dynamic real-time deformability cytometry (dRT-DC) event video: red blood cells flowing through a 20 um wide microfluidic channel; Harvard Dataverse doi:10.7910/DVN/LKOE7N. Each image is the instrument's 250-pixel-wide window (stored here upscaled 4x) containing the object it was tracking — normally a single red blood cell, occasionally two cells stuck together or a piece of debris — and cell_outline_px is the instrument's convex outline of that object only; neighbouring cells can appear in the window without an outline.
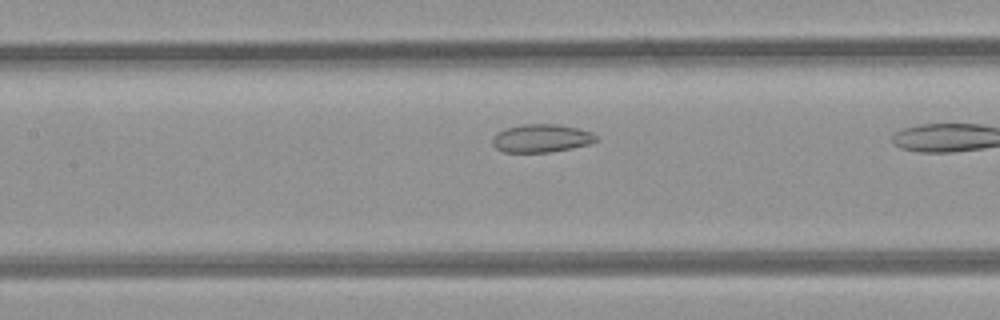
{"species": "common noctule bat (a hibernating species)", "species_latin": "Nyctalus noctula", "temperature_condition": "room temperature", "stored_images_in_passage": 12, "camera_frame_rate_fps": 3000, "um_per_image_px": 0.085, "animal": {"sex": "female", "body_mass_g": 21.9}, "frame": {"image": 1, "passage_image": 11, "time_ms": 3.333, "image_size_px": [1000, 320], "cell_outline_px": [[596, 140], [592, 144], [572, 148], [548, 152], [504, 152], [496, 148], [492, 144], [492, 140], [496, 132], [508, 128], [524, 124], [556, 124], [576, 128], [592, 132], [596, 136]], "centroid_in_image_um": [46.01, 11.76], "position_along_channel_um": 161.4, "area_um2": 16.88}}